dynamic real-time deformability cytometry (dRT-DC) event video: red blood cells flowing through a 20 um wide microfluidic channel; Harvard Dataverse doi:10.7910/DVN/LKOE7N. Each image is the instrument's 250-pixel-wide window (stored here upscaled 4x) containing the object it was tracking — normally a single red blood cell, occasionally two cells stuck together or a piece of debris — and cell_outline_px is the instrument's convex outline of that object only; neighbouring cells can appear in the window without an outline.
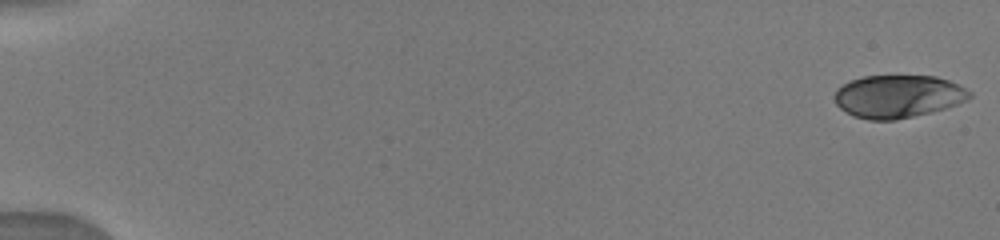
{"species": "human", "species_latin": "Homo sapiens", "temperature_condition": "warm", "stored_images_in_passage": 14, "camera_frame_rate_fps": 3000, "um_per_image_px": 0.085, "donor": {"sex": "male"}, "frame": {"image": 1, "passage_image": 1, "time_ms": 0.0, "image_size_px": [1000, 240], "cell_outline_px": [[972, 96], [956, 104], [932, 112], [896, 120], [868, 120], [852, 116], [840, 108], [836, 104], [832, 96], [836, 88], [852, 80], [864, 76], [936, 76], [948, 80], [972, 92]], "centroid_in_image_um": [76.28, 8.2], "position_along_channel_um": 8.7, "area_um2": 33.7}}
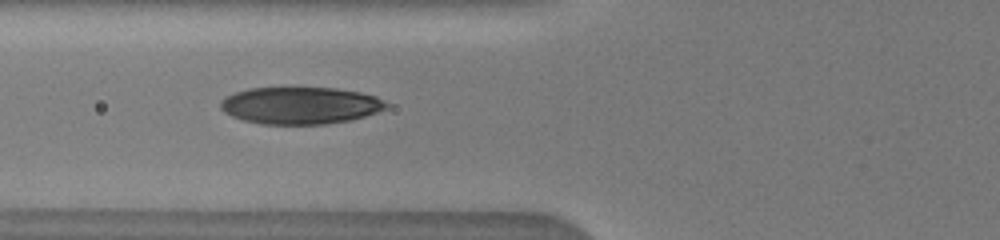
{"frame": {"image": 2, "passage_image": 10, "time_ms": 6.667, "image_size_px": [1000, 240], "cell_outline_px": [[388, 108], [352, 120], [324, 124], [260, 124], [244, 120], [232, 116], [224, 112], [220, 108], [220, 104], [228, 96], [236, 92], [248, 88], [336, 88], [360, 92], [376, 96], [384, 100], [388, 104]], "centroid_in_image_um": [25.56, 8.97], "position_along_channel_um": 100.2, "area_um2": 35.72}}
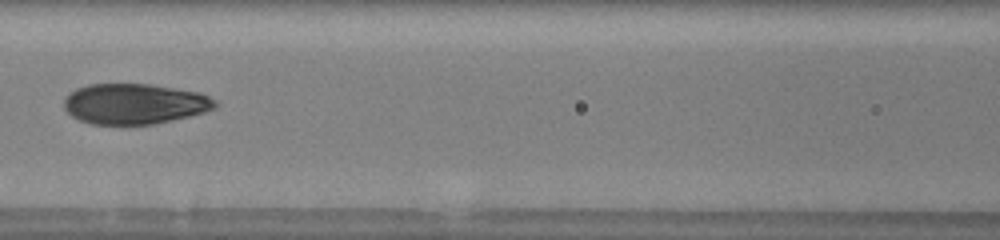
{"frame": {"image": 3, "passage_image": 12, "time_ms": 8.0, "image_size_px": [1000, 240], "cell_outline_px": [[220, 104], [216, 108], [204, 112], [172, 120], [152, 124], [92, 124], [80, 120], [72, 116], [64, 108], [64, 100], [76, 88], [88, 84], [148, 84], [200, 92], [216, 100]], "centroid_in_image_um": [11.46, 8.82], "position_along_channel_um": 155.1, "area_um2": 35.55}}